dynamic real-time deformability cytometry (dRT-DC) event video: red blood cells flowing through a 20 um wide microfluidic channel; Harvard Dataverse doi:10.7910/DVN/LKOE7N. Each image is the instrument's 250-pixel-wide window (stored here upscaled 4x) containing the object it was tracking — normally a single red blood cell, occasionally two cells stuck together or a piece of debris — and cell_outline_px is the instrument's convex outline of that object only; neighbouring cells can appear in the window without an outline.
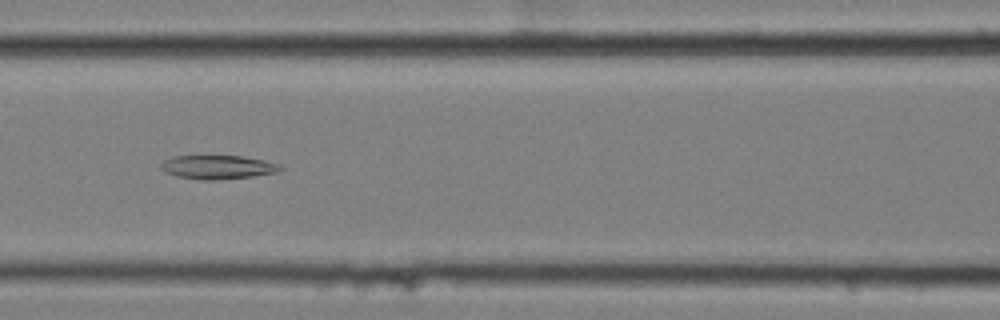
{"species": "common noctule bat (a hibernating species)", "species_latin": "Nyctalus noctula", "temperature_condition": "cold", "stored_images_in_passage": 9, "camera_frame_rate_fps": 3000, "um_per_image_px": 0.085, "animal": {"sex": "female", "body_mass_g": 25.1}, "frame": {"image": 1, "passage_image": 6, "time_ms": 1.667, "image_size_px": [1000, 320], "cell_outline_px": [[284, 168], [276, 172], [252, 176], [216, 180], [200, 180], [176, 176], [164, 172], [160, 168], [160, 164], [164, 160], [172, 156], [240, 156], [264, 160], [280, 164]], "centroid_in_image_um": [18.47, 14.21], "position_along_channel_um": 148.1, "area_um2": 16.59}}
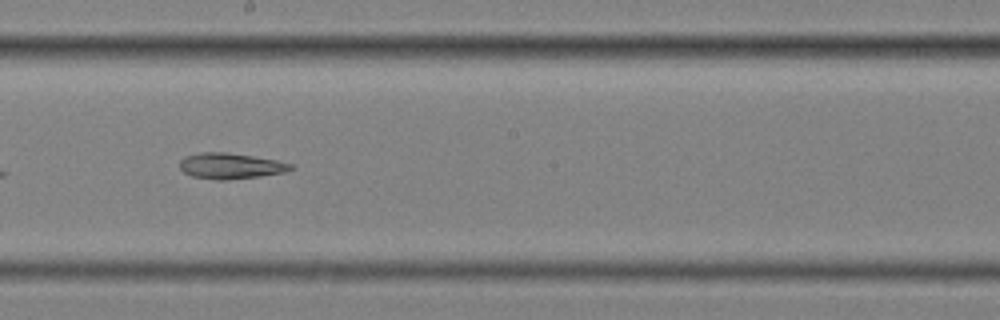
{"frame": {"image": 2, "passage_image": 8, "time_ms": 2.333, "image_size_px": [1000, 320], "cell_outline_px": [[296, 168], [288, 172], [260, 176], [224, 180], [216, 180], [192, 176], [184, 172], [180, 168], [180, 160], [184, 156], [200, 152], [228, 152], [276, 160], [292, 164]], "centroid_in_image_um": [19.62, 14.1], "position_along_channel_um": 228.6, "area_um2": 16.82}}
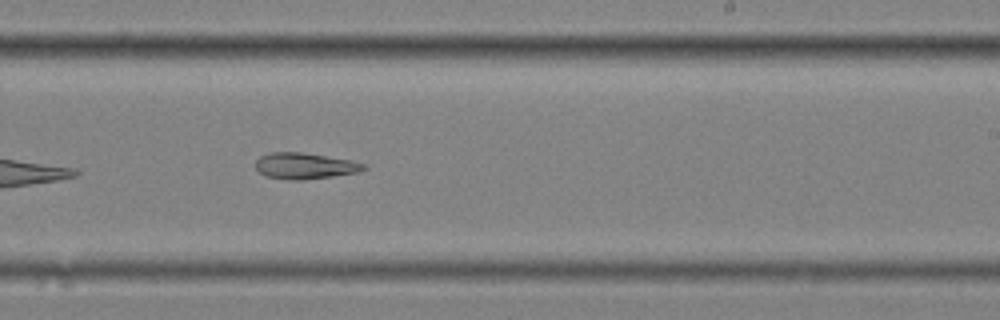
{"frame": {"image": 3, "passage_image": 9, "time_ms": 2.667, "image_size_px": [1000, 320], "cell_outline_px": [[368, 168], [356, 172], [332, 176], [300, 180], [292, 180], [268, 176], [260, 172], [256, 168], [256, 160], [260, 156], [272, 152], [304, 152], [352, 160], [368, 164]], "centroid_in_image_um": [25.95, 14.08], "position_along_channel_um": 263.0, "area_um2": 16.42}}